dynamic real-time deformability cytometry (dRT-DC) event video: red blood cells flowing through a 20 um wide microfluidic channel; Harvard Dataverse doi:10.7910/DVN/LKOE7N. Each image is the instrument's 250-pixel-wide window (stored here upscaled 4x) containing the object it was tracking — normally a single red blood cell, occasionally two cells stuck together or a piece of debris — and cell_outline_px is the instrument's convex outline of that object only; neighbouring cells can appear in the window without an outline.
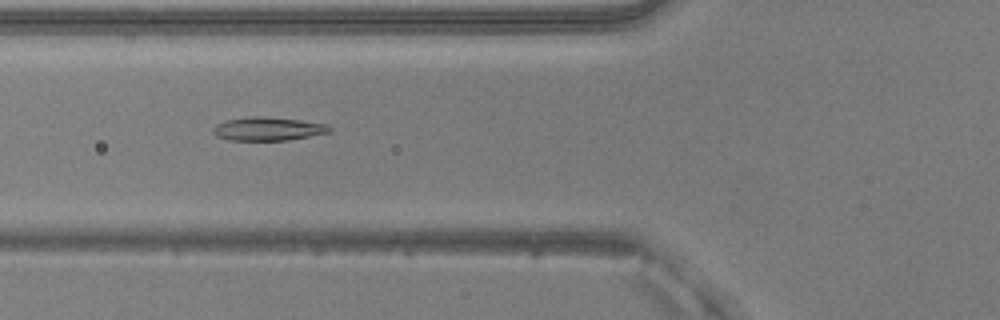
{"species": "common noctule bat (a hibernating species)", "species_latin": "Nyctalus noctula", "temperature_condition": "warm", "stored_images_in_passage": 40, "camera_frame_rate_fps": 3000, "um_per_image_px": 0.085, "animal": {"sex": "male", "body_mass_g": 20.5, "forearm_length_mm": 52.5}, "frame": {"image": 1, "passage_image": 8, "time_ms": 2.333, "image_size_px": [1000, 320], "cell_outline_px": [[332, 128], [328, 132], [288, 140], [228, 140], [216, 136], [212, 132], [212, 128], [216, 124], [224, 120], [248, 116], [260, 116], [300, 120], [328, 124]], "centroid_in_image_um": [22.71, 10.94], "position_along_channel_um": 103.1, "area_um2": 15.95}}
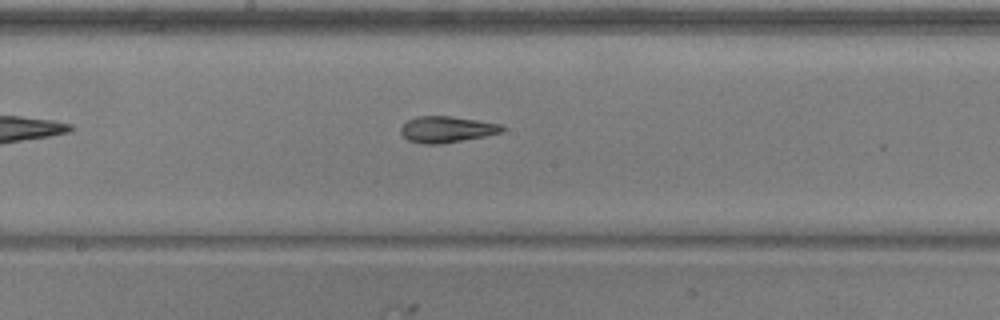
{"frame": {"image": 2, "passage_image": 16, "time_ms": 5.0, "image_size_px": [1000, 320], "cell_outline_px": [[504, 132], [484, 136], [440, 144], [424, 144], [408, 140], [400, 132], [400, 128], [408, 120], [416, 116], [448, 116], [504, 124]], "centroid_in_image_um": [37.99, 10.99], "position_along_channel_um": 210.2, "area_um2": 15.43}}
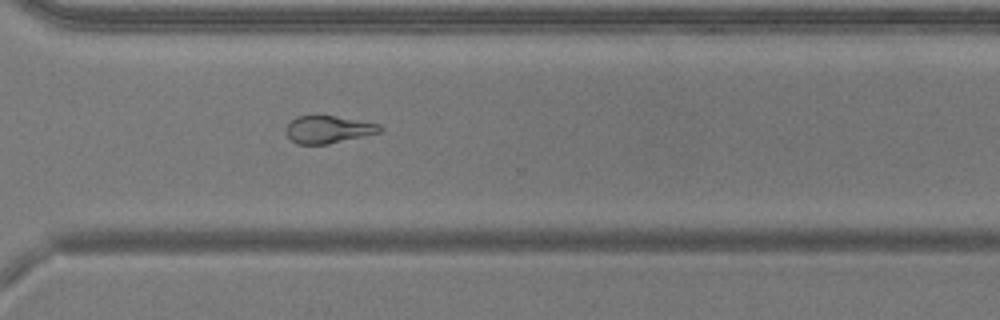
{"frame": {"image": 3, "passage_image": 26, "time_ms": 8.333, "image_size_px": [1000, 320], "cell_outline_px": [[384, 128], [380, 132], [328, 144], [296, 144], [288, 136], [284, 128], [296, 116], [336, 116], [380, 124]], "centroid_in_image_um": [27.89, 11.0], "position_along_channel_um": 342.7, "area_um2": 14.91}, "authors_computed_cell_mechanics": {"area_um2": 15.8661, "velocity_mm_per_s": 3.9957, "shape_relaxation_time_tau1_ms": 5.0063, "shape_relaxation_time_tau2_ms": 2.7244, "deformation_change_tau1": 0.1594, "deformation_change_tau2": 0.1112}}